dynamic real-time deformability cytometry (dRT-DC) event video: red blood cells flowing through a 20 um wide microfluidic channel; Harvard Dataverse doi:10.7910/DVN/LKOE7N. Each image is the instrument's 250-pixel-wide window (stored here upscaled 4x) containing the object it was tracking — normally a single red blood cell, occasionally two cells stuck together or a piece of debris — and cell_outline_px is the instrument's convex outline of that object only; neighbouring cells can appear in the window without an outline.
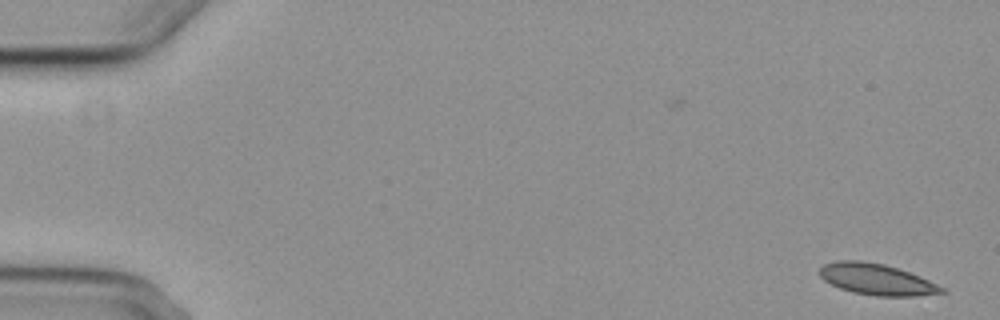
{"species": "common noctule bat (a hibernating species)", "species_latin": "Nyctalus noctula", "temperature_condition": "cold", "stored_images_in_passage": 5, "segment_of_instrument_passage": [2, 2], "camera_frame_rate_fps": 3000, "um_per_image_px": 0.085, "animal": {"sex": "female", "body_mass_g": 29.2, "forearm_length_mm": 56.3}, "frame": {"image": 1, "passage_image": 5, "time_ms": 4.667, "image_size_px": [1000, 320], "cell_outline_px": [[948, 292], [916, 296], [876, 296], [852, 292], [840, 288], [824, 280], [820, 276], [820, 268], [824, 264], [836, 260], [860, 260], [884, 264], [920, 276], [948, 288]], "centroid_in_image_um": [74.56, 23.75], "position_along_channel_um": 10.4, "area_um2": 22.31}}